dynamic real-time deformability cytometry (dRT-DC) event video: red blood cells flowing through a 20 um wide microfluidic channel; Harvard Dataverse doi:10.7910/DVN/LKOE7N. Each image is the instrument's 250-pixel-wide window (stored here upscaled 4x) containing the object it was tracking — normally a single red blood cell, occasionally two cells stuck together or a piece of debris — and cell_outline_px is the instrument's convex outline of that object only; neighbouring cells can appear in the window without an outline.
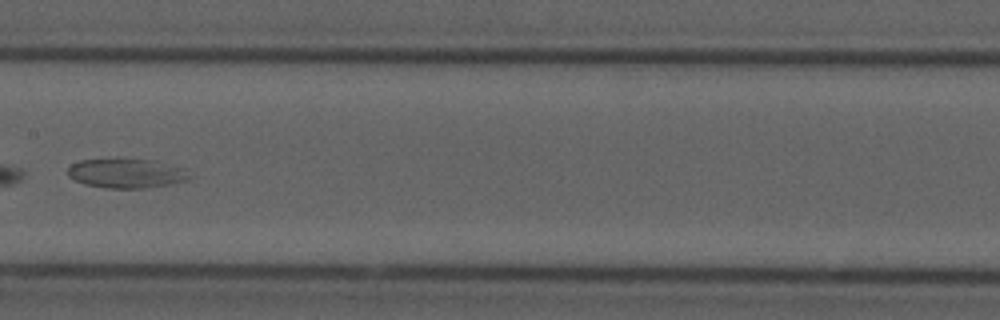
{"species": "common noctule bat (a hibernating species)", "species_latin": "Nyctalus noctula", "temperature_condition": "cold", "stored_images_in_passage": 10, "camera_frame_rate_fps": 3000, "um_per_image_px": 0.085, "animal": {"sex": "male", "forearm_length_mm": 52.5}, "frame": {"image": 1, "passage_image": 7, "time_ms": 2.0, "image_size_px": [1000, 320], "cell_outline_px": [[192, 176], [188, 180], [168, 184], [144, 188], [104, 188], [84, 184], [68, 176], [68, 168], [72, 164], [80, 160], [116, 156], [152, 160], [184, 168]], "centroid_in_image_um": [10.71, 14.69], "position_along_channel_um": 196.7, "area_um2": 21.5}}
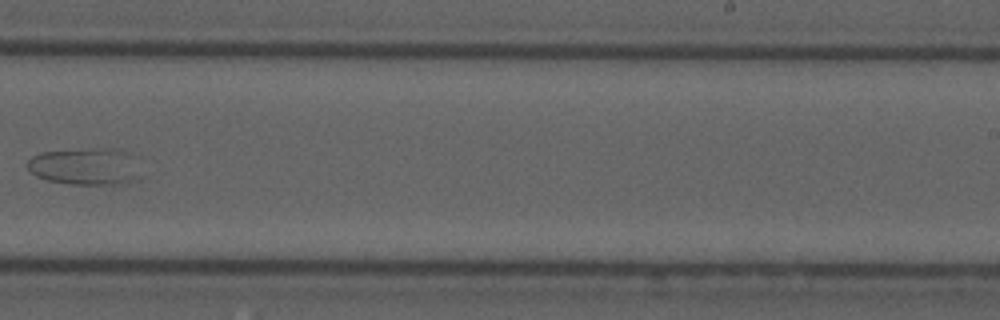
{"frame": {"image": 2, "passage_image": 9, "time_ms": 2.667, "image_size_px": [1000, 320], "cell_outline_px": [[140, 180], [116, 184], [72, 184], [48, 180], [36, 176], [28, 168], [28, 160], [32, 156], [40, 152], [88, 148], [120, 148], [128, 156], [140, 176]], "centroid_in_image_um": [7.19, 14.14], "position_along_channel_um": 281.8, "area_um2": 24.1}}
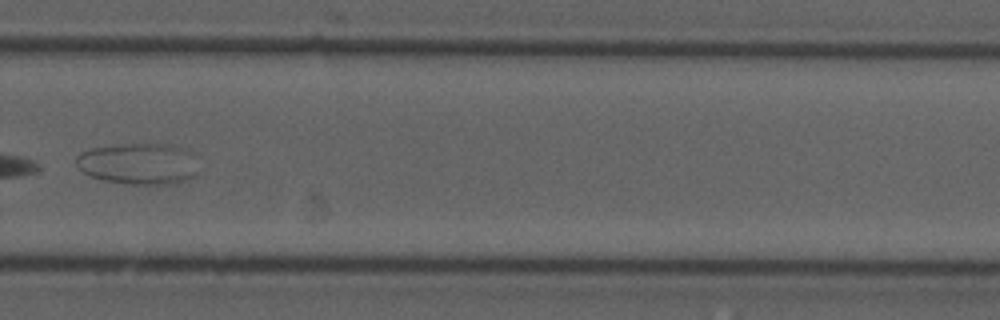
{"frame": {"image": 3, "passage_image": 10, "time_ms": 3.0, "image_size_px": [1000, 320], "cell_outline_px": [[200, 172], [196, 176], [172, 184], [132, 184], [104, 180], [92, 176], [84, 172], [76, 164], [76, 156], [80, 152], [92, 148], [116, 144], [168, 144], [192, 152]], "centroid_in_image_um": [11.81, 13.91], "position_along_channel_um": 318.0, "area_um2": 29.54}}